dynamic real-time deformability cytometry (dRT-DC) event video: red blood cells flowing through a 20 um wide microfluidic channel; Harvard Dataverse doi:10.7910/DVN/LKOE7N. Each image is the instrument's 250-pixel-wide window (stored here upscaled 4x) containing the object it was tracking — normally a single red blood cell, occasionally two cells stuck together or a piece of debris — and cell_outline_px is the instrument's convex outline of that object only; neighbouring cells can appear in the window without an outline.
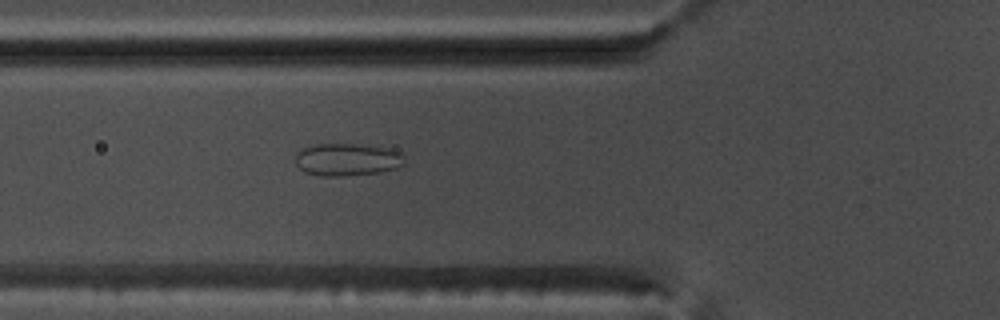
{"species": "common noctule bat (a hibernating species)", "species_latin": "Nyctalus noctula", "temperature_condition": "warm", "stored_images_in_passage": 53, "camera_frame_rate_fps": 3000, "um_per_image_px": 0.085, "animal": {"sex": "male", "body_mass_g": 17.5, "forearm_length_mm": 52.3}, "frame": {"image": 1, "passage_image": 20, "time_ms": 6.333, "image_size_px": [1000, 320], "cell_outline_px": [[404, 164], [396, 168], [380, 172], [340, 176], [320, 176], [304, 172], [296, 164], [296, 152], [304, 148], [316, 144], [360, 144], [392, 148], [404, 152]], "centroid_in_image_um": [29.56, 13.55], "position_along_channel_um": 96.2, "area_um2": 20.92}}
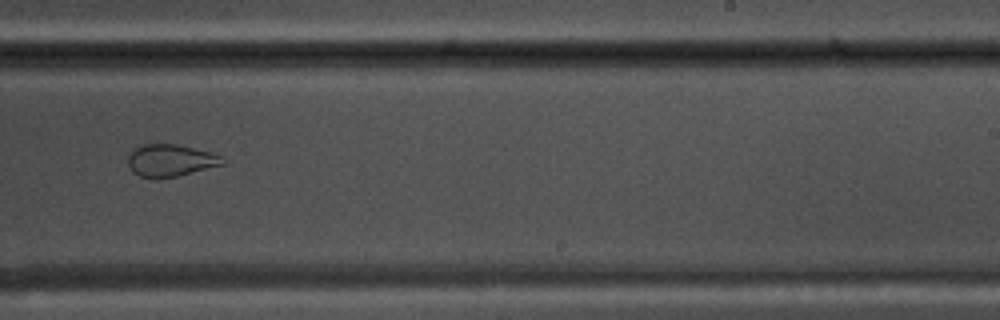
{"frame": {"image": 2, "passage_image": 34, "time_ms": 11.0, "image_size_px": [1000, 320], "cell_outline_px": [[224, 164], [176, 176], [140, 176], [132, 172], [128, 164], [128, 156], [132, 148], [144, 144], [176, 144], [212, 152], [220, 156]], "centroid_in_image_um": [14.45, 13.6], "position_along_channel_um": 274.5, "area_um2": 17.28}}
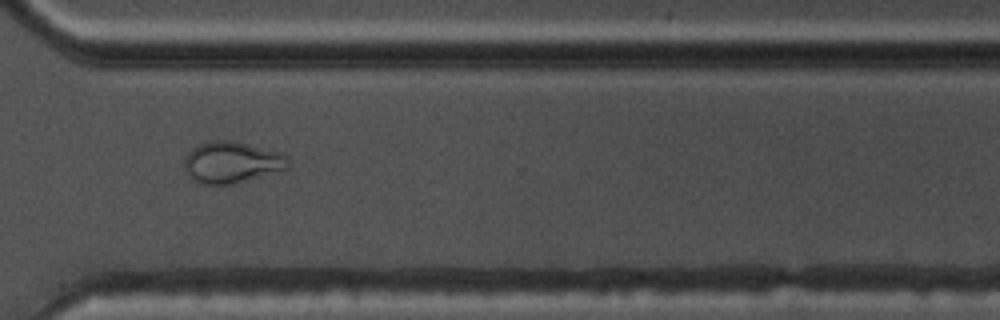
{"frame": {"image": 3, "passage_image": 40, "time_ms": 13.0, "image_size_px": [1000, 320], "cell_outline_px": [[288, 168], [232, 184], [204, 184], [196, 180], [184, 168], [184, 160], [188, 152], [192, 148], [200, 144], [212, 140], [228, 140], [276, 152], [288, 156]], "centroid_in_image_um": [19.67, 13.79], "position_along_channel_um": 350.9, "area_um2": 24.28}, "authors_computed_cell_mechanics": {"area_um2": 26.01, "velocity_mm_per_s": 3.8211, "shape_relaxation_time_tau1_ms": null, "shape_relaxation_time_tau2_ms": 1.0539, "deformation_change_tau1": null, "deformation_change_tau2": 0.0746}}